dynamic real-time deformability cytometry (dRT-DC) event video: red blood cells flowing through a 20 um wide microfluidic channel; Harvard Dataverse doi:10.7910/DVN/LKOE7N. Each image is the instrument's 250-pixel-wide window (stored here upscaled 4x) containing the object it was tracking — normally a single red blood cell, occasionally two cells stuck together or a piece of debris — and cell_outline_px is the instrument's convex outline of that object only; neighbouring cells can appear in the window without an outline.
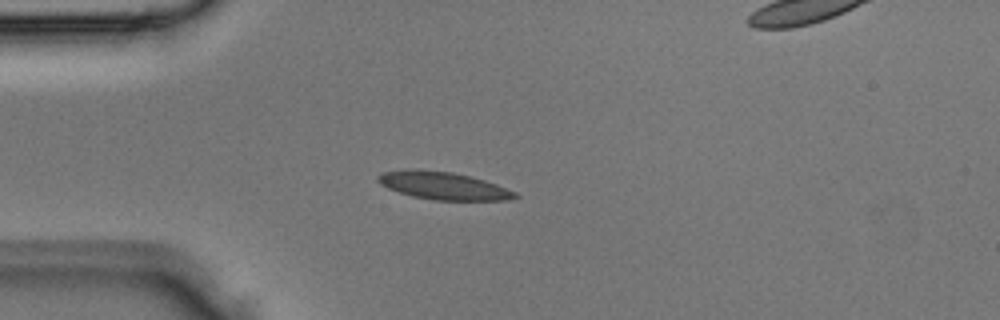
{"species": "Egyptian fruit bat (a non-hibernating species)", "species_latin": "Rousettus aegyptiacus", "temperature_condition": "room temperature", "stored_images_in_passage": 4, "segment_of_instrument_passage": [1, 2], "camera_frame_rate_fps": 3000, "um_per_image_px": 0.085, "animal": {"sex": "male"}, "frame": {"image": 1, "passage_image": 3, "time_ms": 0.667, "image_size_px": [1000, 320], "cell_outline_px": [[520, 196], [504, 200], [432, 200], [412, 196], [388, 188], [380, 184], [376, 180], [376, 176], [380, 172], [412, 168], [452, 172], [484, 180], [496, 184], [516, 192]], "centroid_in_image_um": [37.62, 15.77], "position_along_channel_um": 47.4, "area_um2": 22.14}}